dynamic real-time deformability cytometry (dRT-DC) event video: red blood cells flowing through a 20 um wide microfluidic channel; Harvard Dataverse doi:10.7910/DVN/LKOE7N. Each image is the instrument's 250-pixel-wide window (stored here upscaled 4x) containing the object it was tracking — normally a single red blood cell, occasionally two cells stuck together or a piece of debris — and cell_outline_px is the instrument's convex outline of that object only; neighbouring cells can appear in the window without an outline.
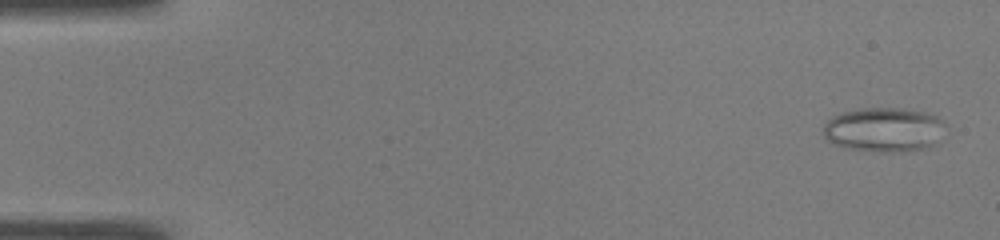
{"species": "common noctule bat (a hibernating species)", "species_latin": "Nyctalus noctula", "temperature_condition": "warm", "stored_images_in_passage": 34, "camera_frame_rate_fps": 3000, "um_per_image_px": 0.085, "animal": {"sex": "male", "body_mass_g": 19.0, "forearm_length_mm": 50.8}, "frame": {"image": 1, "passage_image": 2, "time_ms": 0.333, "image_size_px": [1000, 240], "cell_outline_px": [[944, 124], [932, 144], [928, 148], [900, 152], [880, 152], [848, 148], [836, 144], [828, 140], [824, 136], [824, 124], [832, 116], [844, 112], [860, 108], [900, 108], [924, 112], [936, 116]], "centroid_in_image_um": [75.08, 11.02], "position_along_channel_um": 9.9, "area_um2": 31.04}}
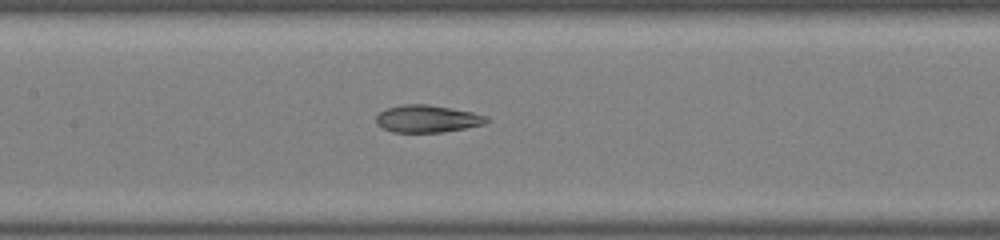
{"frame": {"image": 2, "passage_image": 25, "time_ms": 8.0, "image_size_px": [1000, 240], "cell_outline_px": [[488, 120], [484, 124], [444, 132], [392, 132], [380, 128], [376, 124], [376, 116], [380, 112], [388, 108], [404, 104], [428, 104], [472, 112], [488, 116]], "centroid_in_image_um": [36.29, 10.1], "position_along_channel_um": 171.1, "area_um2": 17.57}}
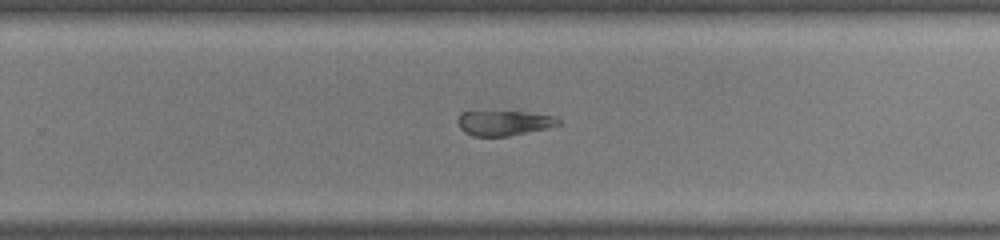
{"frame": {"image": 3, "passage_image": 34, "time_ms": 11.0, "image_size_px": [1000, 240], "cell_outline_px": [[560, 124], [548, 128], [508, 136], [472, 136], [464, 132], [460, 128], [456, 120], [460, 112], [528, 112], [556, 116], [560, 120]], "centroid_in_image_um": [42.84, 10.46], "position_along_channel_um": 287.0, "area_um2": 14.68}}